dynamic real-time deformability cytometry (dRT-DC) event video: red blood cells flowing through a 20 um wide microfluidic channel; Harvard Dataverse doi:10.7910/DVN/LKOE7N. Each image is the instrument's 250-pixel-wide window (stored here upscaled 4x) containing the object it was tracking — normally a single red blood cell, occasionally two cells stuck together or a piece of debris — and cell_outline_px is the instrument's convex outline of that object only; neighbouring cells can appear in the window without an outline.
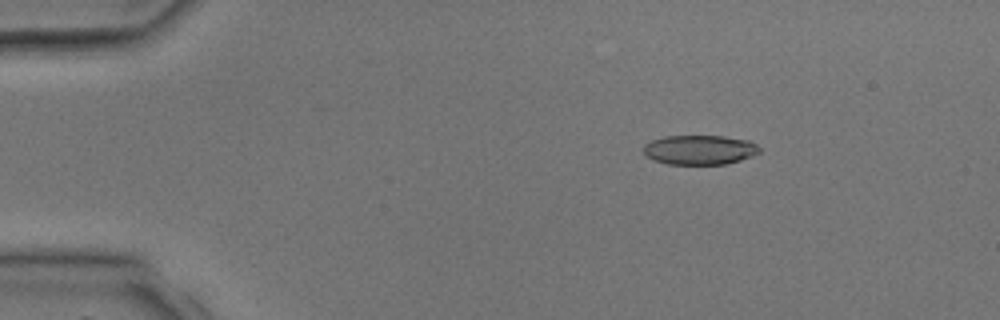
{"species": "common noctule bat (a hibernating species)", "species_latin": "Nyctalus noctula", "temperature_condition": "room temperature", "stored_images_in_passage": 5, "camera_frame_rate_fps": 3000, "um_per_image_px": 0.085, "animal": {"sex": "male", "body_mass_g": 17.9, "forearm_length_mm": 54.2}, "frame": {"image": 1, "passage_image": 5, "time_ms": 5.0, "image_size_px": [1000, 320], "cell_outline_px": [[760, 152], [752, 156], [740, 160], [724, 164], [668, 164], [652, 160], [644, 152], [644, 144], [652, 140], [664, 136], [724, 136], [748, 140], [756, 144], [760, 148]], "centroid_in_image_um": [59.47, 12.73], "position_along_channel_um": 25.5, "area_um2": 19.94}}